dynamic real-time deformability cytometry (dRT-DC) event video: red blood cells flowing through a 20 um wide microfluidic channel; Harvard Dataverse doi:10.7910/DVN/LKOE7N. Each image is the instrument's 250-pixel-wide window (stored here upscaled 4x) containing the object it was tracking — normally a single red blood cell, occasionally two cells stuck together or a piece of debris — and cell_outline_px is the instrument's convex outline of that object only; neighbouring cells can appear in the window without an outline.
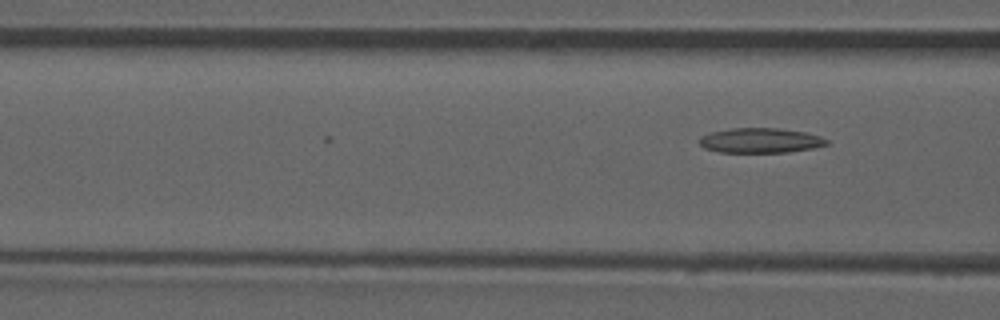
{"species": "common noctule bat (a hibernating species)", "species_latin": "Nyctalus noctula", "temperature_condition": "room temperature", "stored_images_in_passage": 18, "camera_frame_rate_fps": 3000, "um_per_image_px": 0.085, "animal": {"sex": "male", "forearm_length_mm": 52.5}, "frame": {"image": 1, "passage_image": 18, "time_ms": 5.667, "image_size_px": [1000, 320], "cell_outline_px": [[828, 144], [812, 148], [788, 152], [720, 152], [704, 148], [700, 144], [700, 136], [712, 132], [732, 128], [776, 128], [804, 132], [820, 136], [828, 140]], "centroid_in_image_um": [64.63, 11.94], "position_along_channel_um": 102.0, "area_um2": 18.26}}